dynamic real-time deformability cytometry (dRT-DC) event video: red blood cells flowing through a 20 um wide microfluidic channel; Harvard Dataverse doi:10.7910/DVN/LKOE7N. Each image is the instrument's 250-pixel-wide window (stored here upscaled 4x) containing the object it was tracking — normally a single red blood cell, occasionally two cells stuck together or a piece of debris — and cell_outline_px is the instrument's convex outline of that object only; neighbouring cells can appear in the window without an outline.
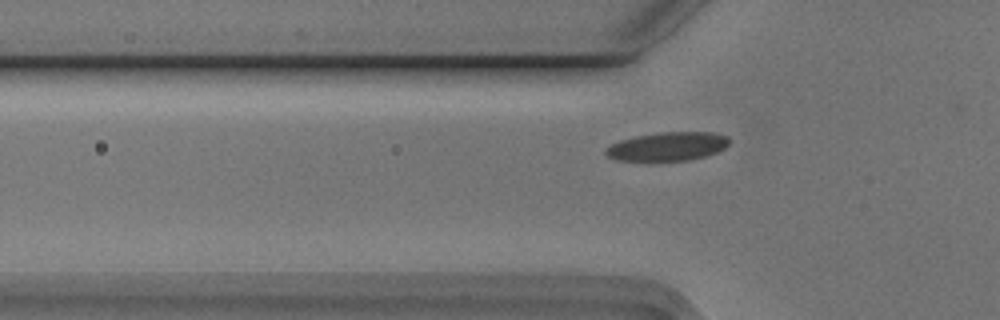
{"species": "Egyptian fruit bat (a non-hibernating species)", "species_latin": "Rousettus aegyptiacus", "temperature_condition": "cold", "stored_images_in_passage": 41, "camera_frame_rate_fps": 3000, "um_per_image_px": 0.085, "animal": {"sex": "male"}, "frame": {"image": 1, "passage_image": 9, "time_ms": 2.667, "image_size_px": [1000, 320], "cell_outline_px": [[728, 144], [724, 148], [716, 152], [704, 156], [688, 160], [616, 160], [608, 156], [604, 152], [604, 148], [620, 140], [636, 136], [660, 132], [712, 132], [728, 136]], "centroid_in_image_um": [56.73, 12.43], "position_along_channel_um": 69.1, "area_um2": 20.4}}
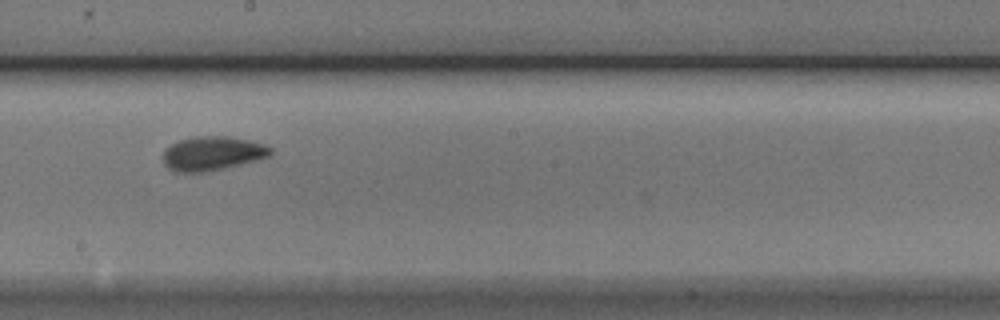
{"frame": {"image": 2, "passage_image": 22, "time_ms": 7.0, "image_size_px": [1000, 320], "cell_outline_px": [[272, 152], [268, 156], [256, 160], [224, 168], [204, 172], [176, 172], [168, 168], [164, 164], [164, 148], [180, 140], [192, 136], [228, 136], [248, 140], [264, 144], [272, 148]], "centroid_in_image_um": [18.03, 13.03], "position_along_channel_um": 230.2, "area_um2": 21.27}}
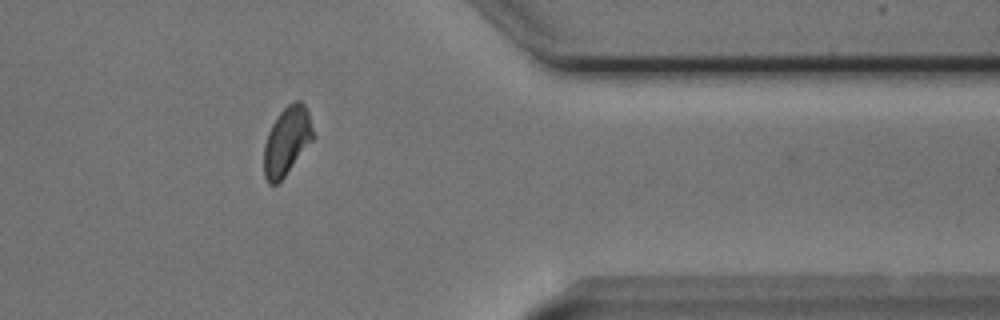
{"frame": {"image": 3, "passage_image": 36, "time_ms": 11.667, "image_size_px": [1000, 320], "cell_outline_px": [[312, 140], [284, 176], [276, 184], [268, 184], [264, 176], [264, 144], [268, 132], [272, 124], [280, 112], [288, 104], [296, 100], [300, 100], [304, 104], [308, 112], [312, 128]], "centroid_in_image_um": [24.35, 11.97], "position_along_channel_um": 387.1, "area_um2": 19.13}}